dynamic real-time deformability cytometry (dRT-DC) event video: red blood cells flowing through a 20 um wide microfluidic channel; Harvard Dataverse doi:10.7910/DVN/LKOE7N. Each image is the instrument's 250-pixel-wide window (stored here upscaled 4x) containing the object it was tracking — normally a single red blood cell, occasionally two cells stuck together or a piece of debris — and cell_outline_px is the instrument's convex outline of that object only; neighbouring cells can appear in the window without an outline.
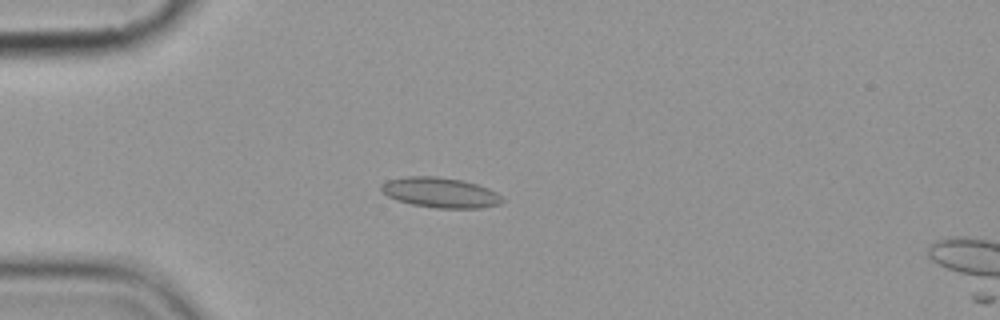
{"species": "common noctule bat (a hibernating species)", "species_latin": "Nyctalus noctula", "temperature_condition": "cold", "stored_images_in_passage": 6, "camera_frame_rate_fps": 3000, "um_per_image_px": 0.085, "animal": {"sex": "female", "body_mass_g": 19.9}, "frame": {"image": 1, "passage_image": 5, "time_ms": 4.667, "image_size_px": [1000, 320], "cell_outline_px": [[504, 200], [500, 204], [480, 208], [436, 208], [412, 204], [396, 200], [388, 196], [380, 188], [380, 184], [388, 180], [408, 176], [436, 176], [460, 180], [476, 184], [488, 188], [496, 192]], "centroid_in_image_um": [37.41, 16.37], "position_along_channel_um": 47.6, "area_um2": 21.15}}